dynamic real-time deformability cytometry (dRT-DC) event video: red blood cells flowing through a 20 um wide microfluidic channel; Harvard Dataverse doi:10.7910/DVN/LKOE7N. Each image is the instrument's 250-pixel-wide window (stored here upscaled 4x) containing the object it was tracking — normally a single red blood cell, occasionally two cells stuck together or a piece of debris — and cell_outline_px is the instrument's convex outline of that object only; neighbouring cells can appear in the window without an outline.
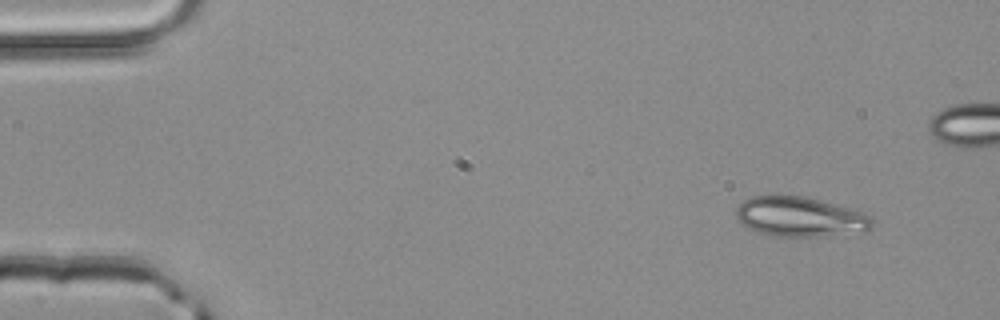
{"species": "common noctule bat (a hibernating species)", "species_latin": "Nyctalus noctula", "temperature_condition": "room temperature", "stored_images_in_passage": 4, "camera_frame_rate_fps": 3000, "um_per_image_px": 0.085, "animal": {"sex": "male", "body_mass_g": 20.4}, "frame": {"image": 1, "passage_image": 1, "time_ms": 0.0, "image_size_px": [1000, 320], "cell_outline_px": [[872, 228], [864, 232], [820, 236], [772, 236], [756, 232], [744, 224], [736, 216], [736, 208], [744, 200], [752, 196], [804, 196], [820, 200], [848, 208], [872, 216]], "centroid_in_image_um": [68.01, 18.44], "position_along_channel_um": 17.0, "area_um2": 31.27}}